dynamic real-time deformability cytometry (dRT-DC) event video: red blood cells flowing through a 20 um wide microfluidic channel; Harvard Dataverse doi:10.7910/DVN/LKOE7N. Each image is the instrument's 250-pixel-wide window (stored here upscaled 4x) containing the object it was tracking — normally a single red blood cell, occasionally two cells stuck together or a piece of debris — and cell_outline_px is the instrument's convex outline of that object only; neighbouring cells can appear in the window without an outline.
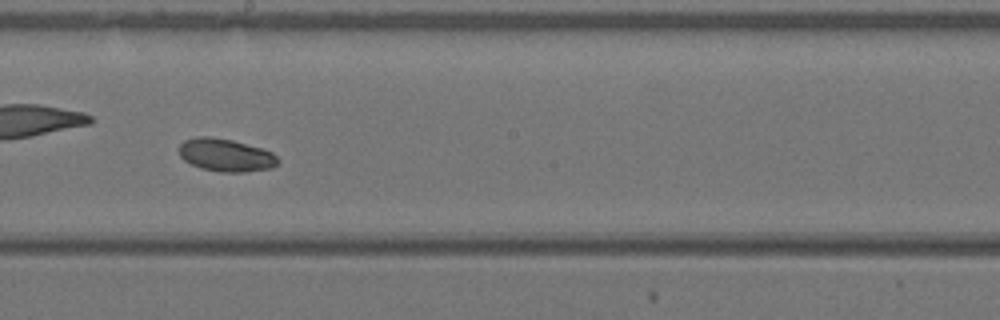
{"species": "Egyptian fruit bat (a non-hibernating species)", "species_latin": "Rousettus aegyptiacus", "temperature_condition": "warm", "stored_images_in_passage": 43, "camera_frame_rate_fps": 3000, "um_per_image_px": 0.085, "animal": {"sex": "female"}, "frame": {"image": 1, "passage_image": 25, "time_ms": 8.0, "image_size_px": [1000, 320], "cell_outline_px": [[280, 160], [272, 168], [244, 172], [220, 172], [200, 168], [184, 160], [180, 156], [180, 144], [184, 140], [196, 136], [208, 136], [232, 140], [260, 148], [272, 152]], "centroid_in_image_um": [19.18, 13.18], "position_along_channel_um": 229.0, "area_um2": 18.84}}